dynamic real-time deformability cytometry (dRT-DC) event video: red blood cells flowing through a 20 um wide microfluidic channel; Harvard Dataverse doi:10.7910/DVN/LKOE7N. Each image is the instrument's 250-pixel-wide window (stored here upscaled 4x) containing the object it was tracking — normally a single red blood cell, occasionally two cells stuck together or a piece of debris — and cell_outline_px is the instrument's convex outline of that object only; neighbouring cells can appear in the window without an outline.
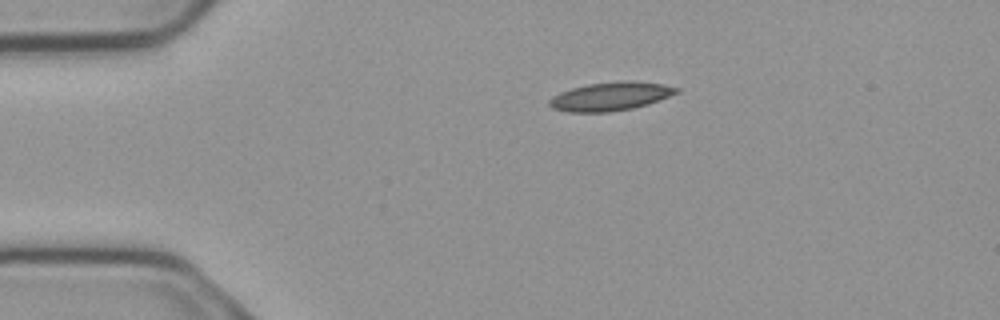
{"species": "common noctule bat (a hibernating species)", "species_latin": "Nyctalus noctula", "temperature_condition": "cold", "stored_images_in_passage": 3, "camera_frame_rate_fps": 3000, "um_per_image_px": 0.085, "animal": {"sex": "male", "body_mass_g": 23.1, "forearm_length_mm": 52.7}, "frame": {"image": 1, "passage_image": 1, "time_ms": 0.0, "image_size_px": [1000, 320], "cell_outline_px": [[680, 92], [648, 104], [632, 108], [608, 112], [568, 112], [552, 108], [548, 104], [548, 100], [552, 96], [560, 92], [572, 88], [588, 84], [620, 80], [632, 80], [664, 84], [680, 88]], "centroid_in_image_um": [51.9, 8.18], "position_along_channel_um": 33.1, "area_um2": 21.33}}
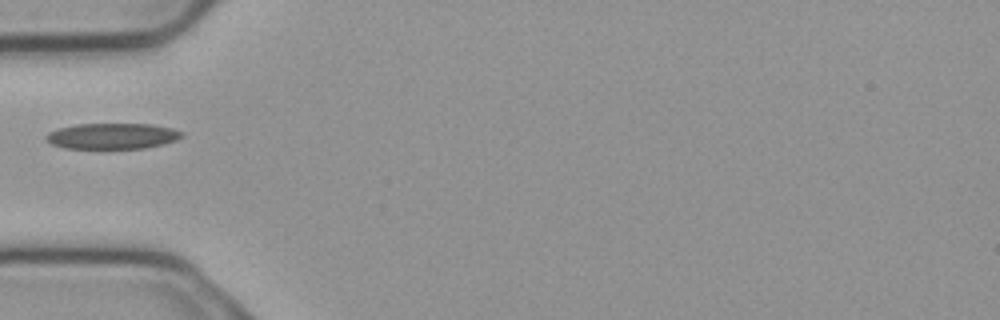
{"frame": {"image": 2, "passage_image": 3, "time_ms": 0.667, "image_size_px": [1000, 320], "cell_outline_px": [[184, 136], [176, 140], [164, 144], [144, 148], [64, 148], [52, 144], [44, 140], [44, 136], [48, 132], [60, 128], [76, 124], [152, 124], [172, 128], [184, 132]], "centroid_in_image_um": [9.55, 11.56], "position_along_channel_um": 75.4, "area_um2": 20.52}}